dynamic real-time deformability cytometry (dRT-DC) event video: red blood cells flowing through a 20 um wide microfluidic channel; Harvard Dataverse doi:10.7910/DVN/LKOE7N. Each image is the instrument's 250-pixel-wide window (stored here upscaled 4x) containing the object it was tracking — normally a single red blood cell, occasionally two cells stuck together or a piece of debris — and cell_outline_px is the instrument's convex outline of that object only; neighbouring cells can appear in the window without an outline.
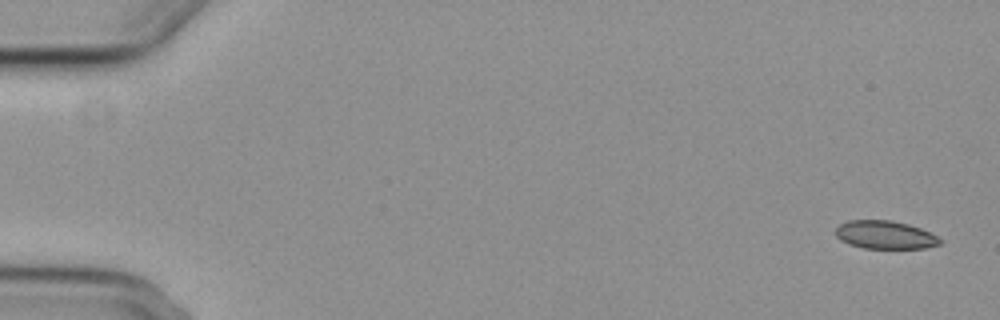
{"species": "common noctule bat (a hibernating species)", "species_latin": "Nyctalus noctula", "temperature_condition": "cold", "stored_images_in_passage": 6, "segment_of_instrument_passage": [1, 2], "camera_frame_rate_fps": 3000, "um_per_image_px": 0.085, "animal": {"sex": "female", "body_mass_g": 29.2, "forearm_length_mm": 56.3}, "frame": {"image": 1, "passage_image": 1, "time_ms": 0.0, "image_size_px": [1000, 320], "cell_outline_px": [[944, 240], [940, 244], [924, 248], [864, 248], [848, 244], [840, 240], [836, 236], [836, 228], [840, 224], [848, 220], [892, 220], [908, 224], [920, 228]], "centroid_in_image_um": [75.22, 19.96], "position_along_channel_um": 9.8, "area_um2": 17.11}}